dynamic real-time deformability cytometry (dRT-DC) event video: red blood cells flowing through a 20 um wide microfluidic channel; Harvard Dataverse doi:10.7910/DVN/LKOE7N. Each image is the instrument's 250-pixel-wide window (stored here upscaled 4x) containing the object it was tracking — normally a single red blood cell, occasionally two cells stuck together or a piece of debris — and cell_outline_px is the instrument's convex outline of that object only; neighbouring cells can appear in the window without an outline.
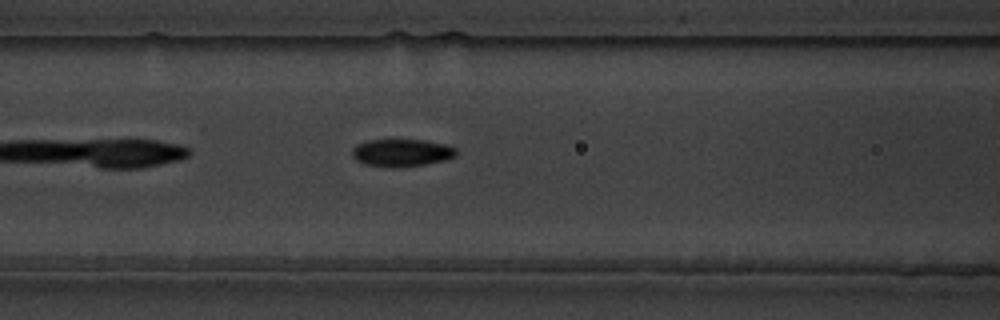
{"species": "common noctule bat (a hibernating species)", "species_latin": "Nyctalus noctula", "temperature_condition": "warm", "stored_images_in_passage": 26, "camera_frame_rate_fps": 3000, "um_per_image_px": 0.085, "animal": {"sex": "male", "body_mass_g": 19.5, "forearm_length_mm": 54.6}, "frame": {"image": 1, "passage_image": 8, "time_ms": 2.333, "image_size_px": [1000, 320], "cell_outline_px": [[456, 156], [444, 160], [424, 164], [392, 168], [388, 168], [364, 164], [356, 160], [352, 156], [352, 148], [356, 144], [368, 140], [424, 140], [444, 144], [456, 148]], "centroid_in_image_um": [34.1, 12.99], "position_along_channel_um": 132.5, "area_um2": 16.7}}
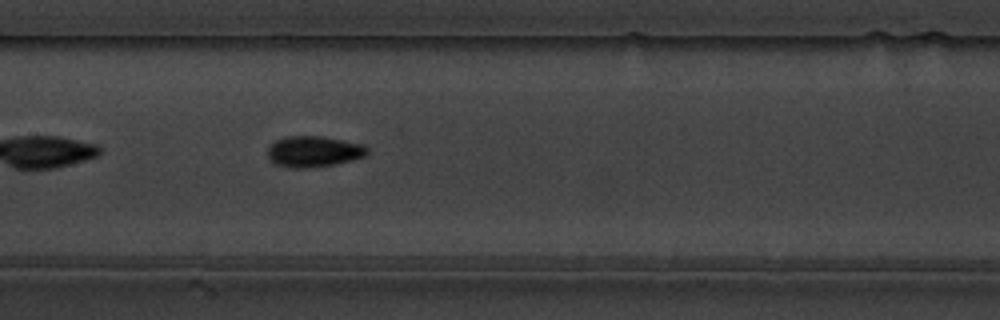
{"frame": {"image": 2, "passage_image": 12, "time_ms": 3.667, "image_size_px": [1000, 320], "cell_outline_px": [[368, 152], [364, 156], [352, 160], [312, 168], [288, 168], [276, 164], [268, 156], [268, 148], [276, 140], [284, 136], [320, 136], [364, 144], [368, 148]], "centroid_in_image_um": [26.66, 12.88], "position_along_channel_um": 180.7, "area_um2": 17.92}}
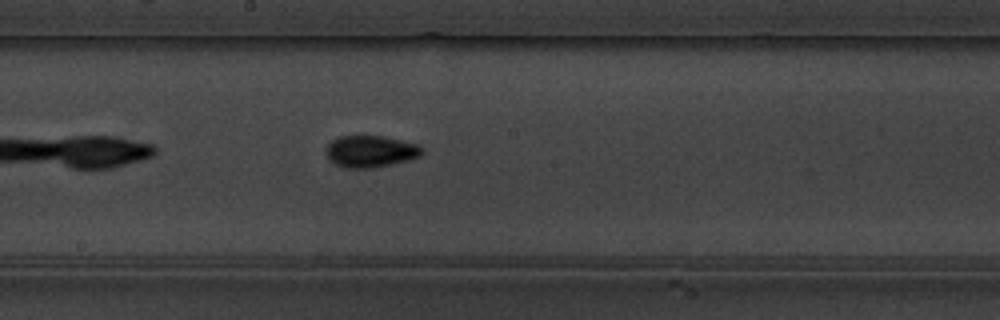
{"frame": {"image": 3, "passage_image": 15, "time_ms": 4.667, "image_size_px": [1000, 320], "cell_outline_px": [[424, 152], [420, 156], [408, 160], [392, 164], [372, 168], [344, 168], [336, 164], [328, 156], [324, 148], [332, 140], [340, 136], [384, 136], [420, 144], [424, 148]], "centroid_in_image_um": [31.54, 12.86], "position_along_channel_um": 216.7, "area_um2": 17.92}}